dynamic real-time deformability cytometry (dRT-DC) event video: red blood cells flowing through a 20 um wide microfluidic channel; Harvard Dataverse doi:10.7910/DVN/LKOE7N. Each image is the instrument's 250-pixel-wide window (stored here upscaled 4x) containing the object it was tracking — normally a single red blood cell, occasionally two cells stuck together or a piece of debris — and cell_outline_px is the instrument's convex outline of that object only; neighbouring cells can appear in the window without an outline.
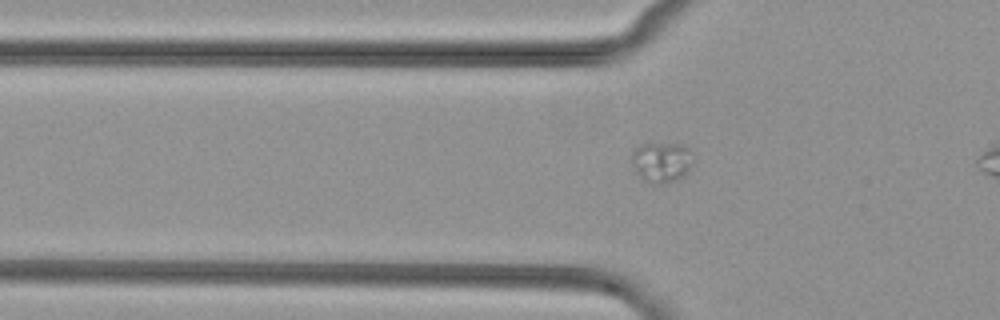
{"species": "common noctule bat (a hibernating species)", "species_latin": "Nyctalus noctula", "temperature_condition": "cold", "stored_images_in_passage": 12, "camera_frame_rate_fps": 3000, "um_per_image_px": 0.085, "animal": {"sex": "female", "body_mass_g": 29.2, "forearm_length_mm": 56.3}, "frame": {"image": 1, "passage_image": 9, "time_ms": 2.667, "image_size_px": [1000, 320], "cell_outline_px": [[688, 172], [684, 176], [676, 180], [664, 184], [652, 184], [644, 180], [636, 172], [632, 164], [632, 152], [640, 144], [680, 144], [688, 148]], "centroid_in_image_um": [56.16, 13.81], "position_along_channel_um": 69.6, "area_um2": 13.99}}